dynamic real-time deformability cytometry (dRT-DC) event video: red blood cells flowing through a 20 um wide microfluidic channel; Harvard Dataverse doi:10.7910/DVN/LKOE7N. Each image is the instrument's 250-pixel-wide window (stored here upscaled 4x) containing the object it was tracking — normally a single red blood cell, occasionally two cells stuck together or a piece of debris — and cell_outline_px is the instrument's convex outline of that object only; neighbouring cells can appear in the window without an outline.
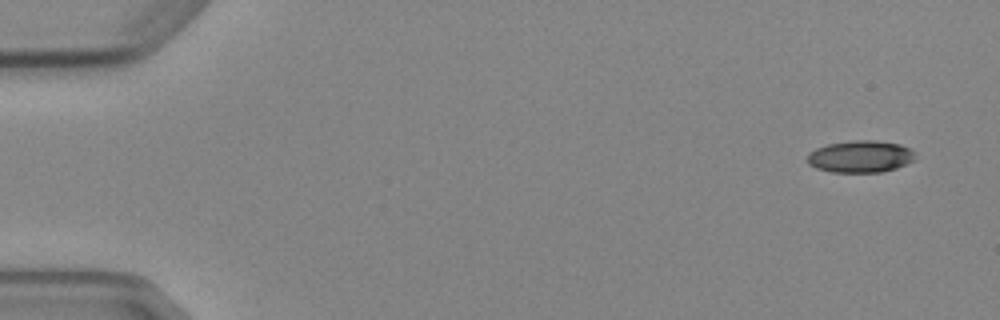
{"species": "Egyptian fruit bat (a non-hibernating species)", "species_latin": "Rousettus aegyptiacus", "temperature_condition": "cold", "stored_images_in_passage": 5, "camera_frame_rate_fps": 3000, "um_per_image_px": 0.085, "animal": {"sex": "female"}, "frame": {"image": 1, "passage_image": 1, "time_ms": 0.0, "image_size_px": [1000, 320], "cell_outline_px": [[916, 160], [908, 164], [896, 168], [880, 172], [832, 172], [816, 168], [808, 164], [808, 152], [816, 148], [828, 144], [852, 140], [876, 140], [900, 144], [912, 148], [916, 152]], "centroid_in_image_um": [73.19, 13.3], "position_along_channel_um": 11.8, "area_um2": 20.46}}